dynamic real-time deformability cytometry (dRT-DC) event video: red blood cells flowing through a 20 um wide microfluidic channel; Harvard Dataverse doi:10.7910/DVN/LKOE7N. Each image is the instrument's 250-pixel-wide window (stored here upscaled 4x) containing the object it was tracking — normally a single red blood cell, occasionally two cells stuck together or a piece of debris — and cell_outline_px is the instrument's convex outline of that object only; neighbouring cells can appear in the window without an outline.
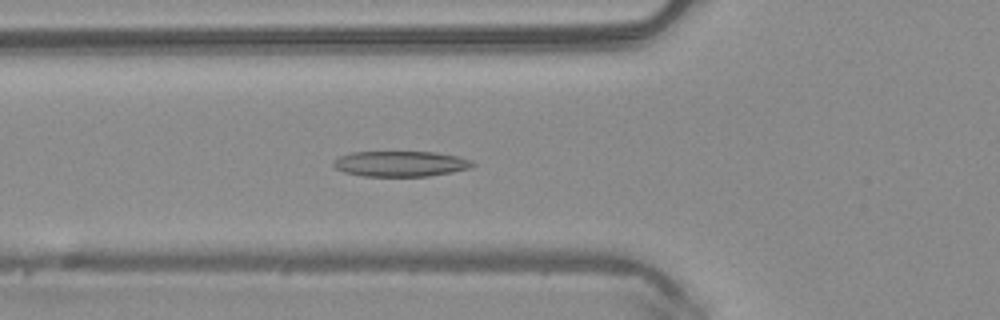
{"species": "common noctule bat (a hibernating species)", "species_latin": "Nyctalus noctula", "temperature_condition": "warm", "stored_images_in_passage": 50, "camera_frame_rate_fps": 3000, "um_per_image_px": 0.085, "animal": {"sex": "male", "body_mass_g": 20.4}, "frame": {"image": 1, "passage_image": 18, "time_ms": 5.667, "image_size_px": [1000, 320], "cell_outline_px": [[476, 164], [472, 168], [452, 172], [428, 176], [364, 176], [344, 172], [336, 168], [332, 164], [332, 160], [340, 156], [352, 152], [436, 152], [460, 156], [472, 160]], "centroid_in_image_um": [34.08, 13.91], "position_along_channel_um": 91.7, "area_um2": 20.87}}
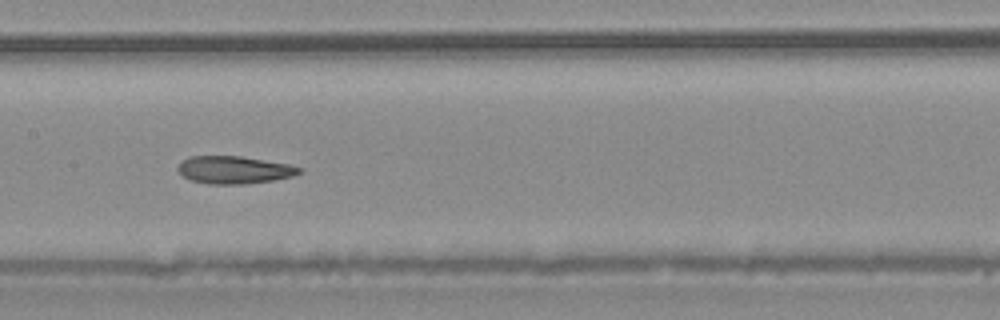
{"frame": {"image": 2, "passage_image": 25, "time_ms": 8.0, "image_size_px": [1000, 320], "cell_outline_px": [[304, 172], [292, 176], [272, 180], [244, 184], [208, 184], [192, 180], [184, 176], [176, 168], [188, 156], [240, 156], [288, 164], [304, 168]], "centroid_in_image_um": [19.94, 14.44], "position_along_channel_um": 187.5, "area_um2": 19.42}}
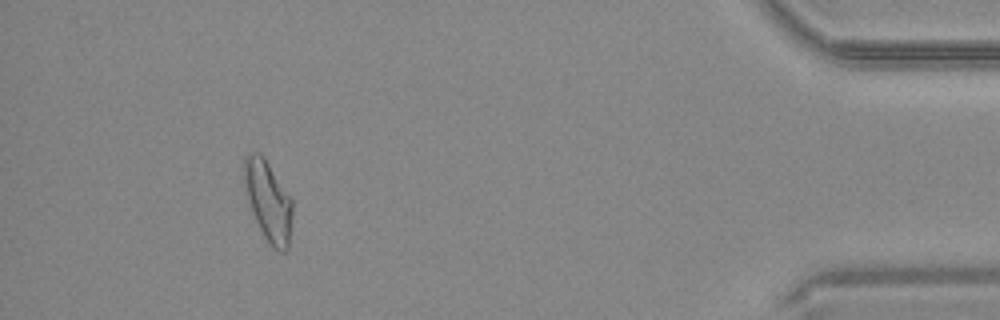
{"frame": {"image": 3, "passage_image": 46, "time_ms": 15.0, "image_size_px": [1000, 320], "cell_outline_px": [[292, 216], [288, 252], [280, 252], [272, 248], [268, 244], [252, 212], [248, 200], [244, 184], [244, 156], [248, 152], [260, 152], [264, 156], [292, 200]], "centroid_in_image_um": [22.8, 17.09], "position_along_channel_um": 412.4, "area_um2": 22.66}, "authors_computed_cell_mechanics": {"area_um2": 21.0681, "velocity_mm_per_s": 4.0693, "shape_relaxation_time_tau1_ms": null, "shape_relaxation_time_tau2_ms": 2.297, "deformation_change_tau1": null, "deformation_change_tau2": 0.1039}}